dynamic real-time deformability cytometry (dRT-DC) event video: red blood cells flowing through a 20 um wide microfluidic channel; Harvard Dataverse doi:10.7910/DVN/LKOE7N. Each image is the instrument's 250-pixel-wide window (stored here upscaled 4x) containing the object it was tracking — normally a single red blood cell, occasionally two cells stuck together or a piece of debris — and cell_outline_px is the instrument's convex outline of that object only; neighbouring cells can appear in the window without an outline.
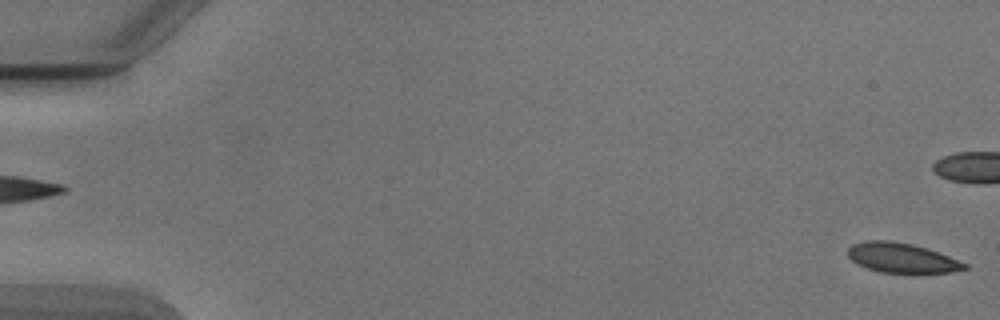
{"species": "Egyptian fruit bat (a non-hibernating species)", "species_latin": "Rousettus aegyptiacus", "temperature_condition": "cold", "stored_images_in_passage": 5, "camera_frame_rate_fps": 3000, "um_per_image_px": 0.085, "animal": {"sex": "male"}, "frame": {"image": 1, "passage_image": 1, "time_ms": 0.0, "image_size_px": [1000, 320], "cell_outline_px": [[968, 268], [952, 272], [916, 276], [880, 272], [856, 264], [848, 256], [848, 248], [852, 244], [868, 240], [888, 240], [912, 244], [928, 248], [968, 264]], "centroid_in_image_um": [76.69, 21.97], "position_along_channel_um": 8.3, "area_um2": 21.1}}